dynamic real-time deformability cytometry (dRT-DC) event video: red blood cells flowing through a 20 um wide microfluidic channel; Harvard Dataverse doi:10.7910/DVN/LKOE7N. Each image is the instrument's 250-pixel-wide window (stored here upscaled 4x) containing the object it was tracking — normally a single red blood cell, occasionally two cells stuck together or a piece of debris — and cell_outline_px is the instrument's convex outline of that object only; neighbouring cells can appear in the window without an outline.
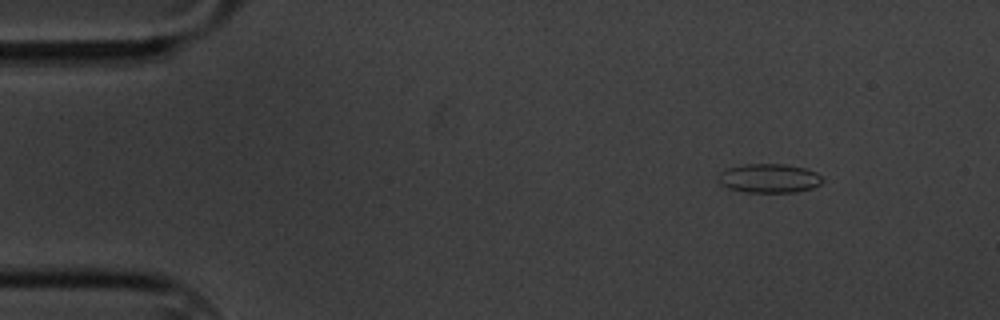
{"species": "common noctule bat (a hibernating species)", "species_latin": "Nyctalus noctula", "temperature_condition": "cold", "stored_images_in_passage": 53, "camera_frame_rate_fps": 3000, "um_per_image_px": 0.085, "animal": {"sex": "male", "body_mass_g": 20.1, "forearm_length_mm": 53.5}, "frame": {"image": 1, "passage_image": 1, "time_ms": 0.0, "image_size_px": [1000, 320], "cell_outline_px": [[824, 180], [820, 184], [812, 188], [796, 192], [744, 192], [728, 188], [720, 184], [720, 172], [728, 168], [744, 164], [784, 164], [804, 168], [816, 172]], "centroid_in_image_um": [65.39, 15.16], "position_along_channel_um": 19.6, "area_um2": 17.51}}
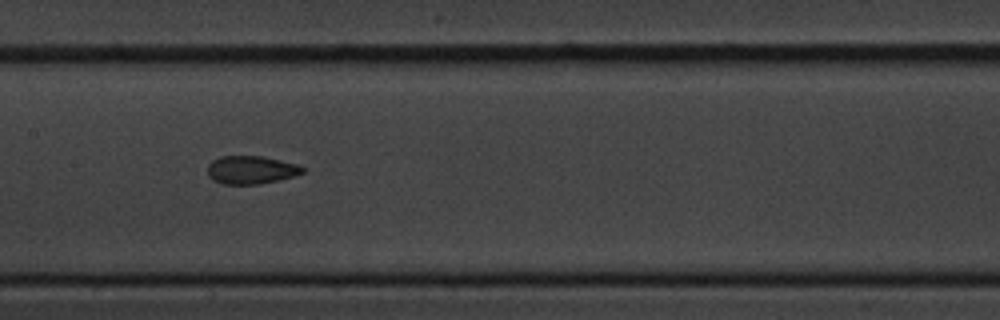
{"frame": {"image": 2, "passage_image": 23, "time_ms": 7.333, "image_size_px": [1000, 320], "cell_outline_px": [[304, 172], [280, 180], [260, 184], [224, 184], [212, 180], [208, 176], [208, 164], [212, 160], [220, 156], [264, 156], [296, 164], [304, 168]], "centroid_in_image_um": [21.31, 14.44], "position_along_channel_um": 186.1, "area_um2": 15.61}}
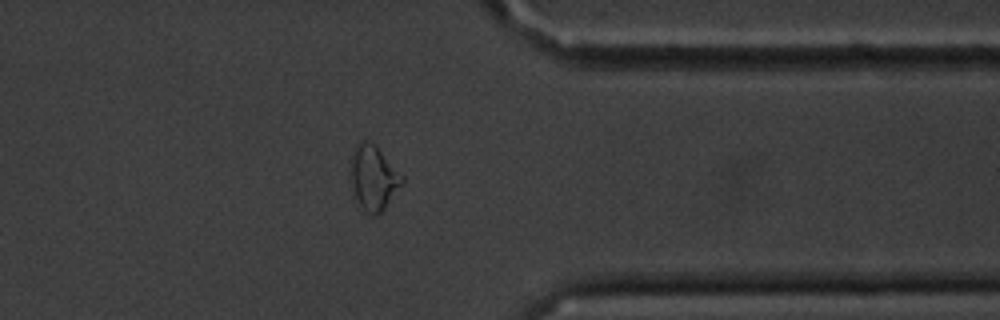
{"frame": {"image": 3, "passage_image": 41, "time_ms": 13.333, "image_size_px": [1000, 320], "cell_outline_px": [[404, 180], [384, 208], [376, 216], [368, 212], [360, 204], [352, 188], [352, 152], [356, 144], [360, 140], [368, 140], [376, 144], [404, 176]], "centroid_in_image_um": [31.77, 15.03], "position_along_channel_um": 379.6, "area_um2": 18.96}, "authors_computed_cell_mechanics": {"area_um2": 16.2996, "velocity_mm_per_s": 3.3713, "shape_relaxation_time_tau1_ms": 5.0625, "shape_relaxation_time_tau2_ms": 2.2584, "deformation_change_tau1": 0.1343, "deformation_change_tau2": 0.0796}}